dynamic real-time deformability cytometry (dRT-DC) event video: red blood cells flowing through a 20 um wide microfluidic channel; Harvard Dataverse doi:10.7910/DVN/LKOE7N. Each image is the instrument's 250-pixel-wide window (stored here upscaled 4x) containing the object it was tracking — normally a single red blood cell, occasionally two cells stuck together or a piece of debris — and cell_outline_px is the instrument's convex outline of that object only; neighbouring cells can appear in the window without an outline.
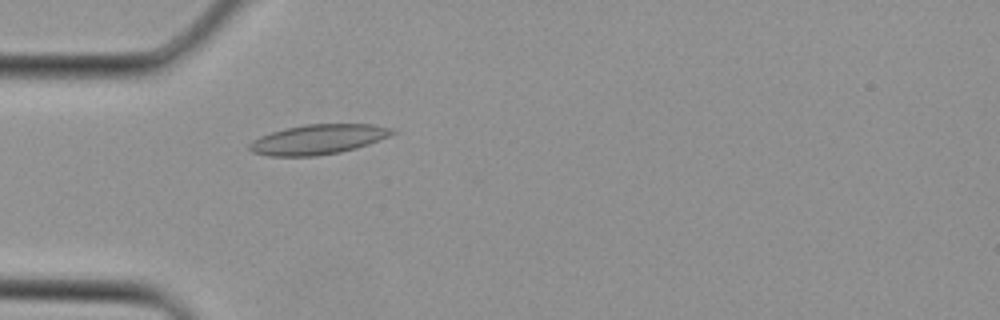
{"species": "Egyptian fruit bat (a non-hibernating species)", "species_latin": "Rousettus aegyptiacus", "temperature_condition": "cold", "stored_images_in_passage": 1, "camera_frame_rate_fps": 3000, "um_per_image_px": 0.085, "animal": {"sex": "female"}, "frame": {"image": 1, "passage_image": 1, "time_ms": 0.0, "image_size_px": [1000, 320], "cell_outline_px": [[396, 132], [388, 136], [368, 144], [356, 148], [340, 152], [316, 156], [268, 156], [252, 152], [248, 148], [248, 144], [252, 140], [260, 136], [272, 132], [304, 124], [372, 124], [392, 128]], "centroid_in_image_um": [27.01, 11.85], "position_along_channel_um": 58.0, "area_um2": 24.74}}